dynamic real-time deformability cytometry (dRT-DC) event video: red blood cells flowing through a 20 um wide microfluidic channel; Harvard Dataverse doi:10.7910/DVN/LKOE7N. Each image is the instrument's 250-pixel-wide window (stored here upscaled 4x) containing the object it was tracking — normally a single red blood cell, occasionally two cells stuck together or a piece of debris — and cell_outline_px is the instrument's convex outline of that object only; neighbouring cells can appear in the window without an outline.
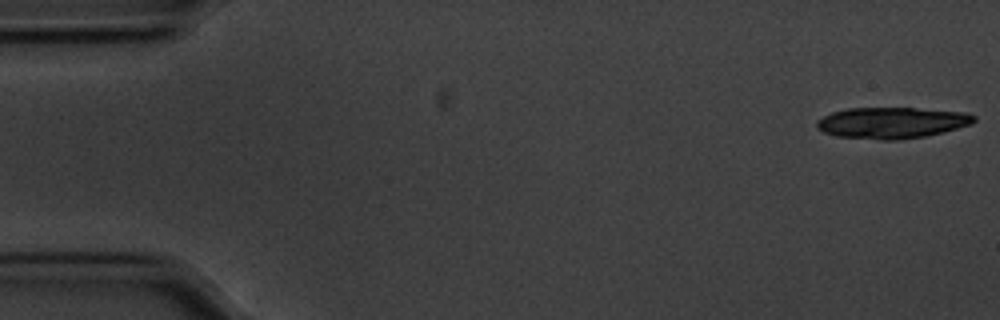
{"species": "common noctule bat (a hibernating species)", "species_latin": "Nyctalus noctula", "temperature_condition": "cold", "stored_images_in_passage": 17, "camera_frame_rate_fps": 3000, "um_per_image_px": 0.085, "animal": {"sex": "male", "body_mass_g": 20.1, "forearm_length_mm": 53.5}, "frame": {"image": 1, "passage_image": 1, "time_ms": 0.0, "image_size_px": [1000, 320], "cell_outline_px": [[976, 120], [972, 124], [924, 136], [900, 140], [880, 140], [836, 136], [824, 132], [816, 128], [816, 120], [832, 112], [848, 108], [916, 108], [968, 112], [976, 116]], "centroid_in_image_um": [75.79, 10.43], "position_along_channel_um": 9.2, "area_um2": 28.67}}